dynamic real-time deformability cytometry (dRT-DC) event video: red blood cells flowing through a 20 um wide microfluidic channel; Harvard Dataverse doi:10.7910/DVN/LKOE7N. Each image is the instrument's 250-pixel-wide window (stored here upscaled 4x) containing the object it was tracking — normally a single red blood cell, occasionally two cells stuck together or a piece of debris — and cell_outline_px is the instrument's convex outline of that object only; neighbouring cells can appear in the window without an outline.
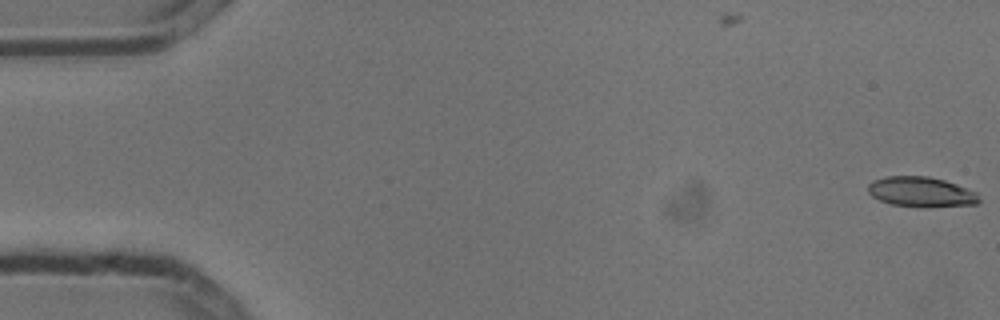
{"species": "common noctule bat (a hibernating species)", "species_latin": "Nyctalus noctula", "temperature_condition": "cold", "stored_images_in_passage": 6, "camera_frame_rate_fps": 3000, "um_per_image_px": 0.085, "animal": {"sex": "male", "body_mass_g": 13.3}, "frame": {"image": 1, "passage_image": 1, "time_ms": 0.0, "image_size_px": [1000, 320], "cell_outline_px": [[980, 200], [976, 204], [928, 208], [924, 208], [892, 204], [880, 200], [872, 196], [868, 192], [868, 184], [872, 180], [888, 176], [928, 176], [944, 180], [968, 188], [976, 192]], "centroid_in_image_um": [78.3, 16.32], "position_along_channel_um": 6.7, "area_um2": 19.65}}
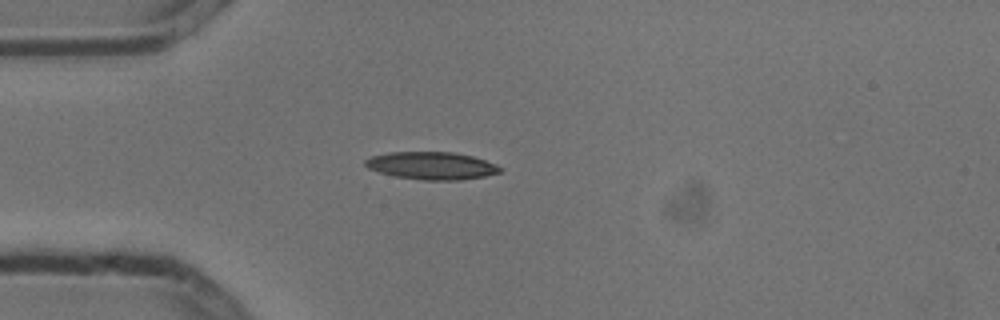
{"frame": {"image": 2, "passage_image": 5, "time_ms": 1.333, "image_size_px": [1000, 320], "cell_outline_px": [[504, 168], [500, 172], [484, 176], [460, 180], [424, 180], [396, 176], [380, 172], [368, 168], [364, 164], [364, 160], [372, 156], [388, 152], [452, 152], [472, 156], [496, 164]], "centroid_in_image_um": [36.69, 14.08], "position_along_channel_um": 48.3, "area_um2": 21.56}}